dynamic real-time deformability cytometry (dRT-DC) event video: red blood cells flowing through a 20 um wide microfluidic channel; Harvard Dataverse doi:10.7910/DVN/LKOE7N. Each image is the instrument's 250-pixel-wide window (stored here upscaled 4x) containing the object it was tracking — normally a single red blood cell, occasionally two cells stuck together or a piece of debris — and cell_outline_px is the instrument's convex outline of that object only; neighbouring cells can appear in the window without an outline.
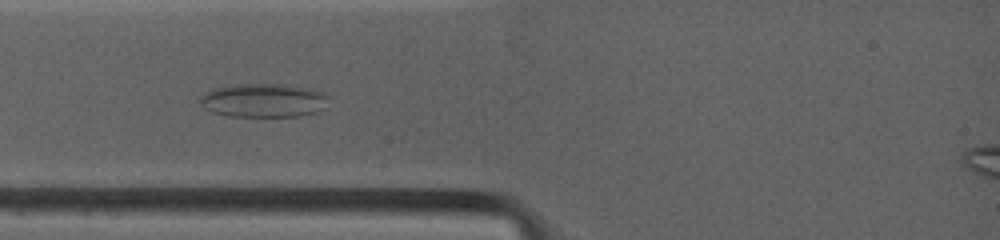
{"species": "common noctule bat (a hibernating species)", "species_latin": "Nyctalus noctula", "temperature_condition": "warm", "stored_images_in_passage": 24, "camera_frame_rate_fps": 4500, "um_per_image_px": 0.085, "animal": {"sex": "female", "body_mass_g": 19.0, "forearm_length_mm": 53.3}, "frame": {"image": 1, "passage_image": 3, "time_ms": 0.889, "image_size_px": [1000, 240], "cell_outline_px": [[328, 108], [316, 112], [300, 116], [228, 116], [212, 112], [204, 108], [200, 104], [200, 96], [212, 88], [240, 84], [276, 84], [308, 88], [324, 92], [328, 96]], "centroid_in_image_um": [22.42, 8.54], "position_along_channel_um": 62.6, "area_um2": 25.43}}
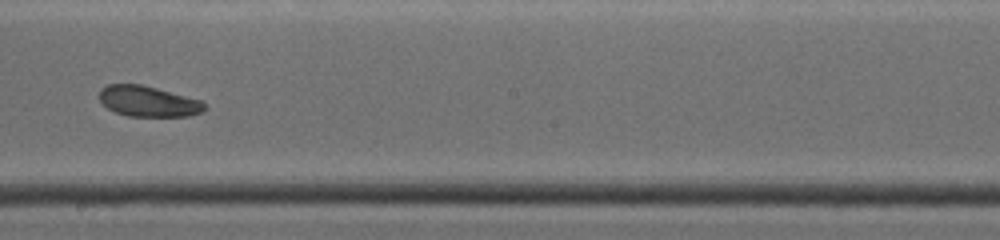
{"frame": {"image": 2, "passage_image": 13, "time_ms": 5.333, "image_size_px": [1000, 240], "cell_outline_px": [[208, 108], [200, 112], [188, 116], [128, 116], [116, 112], [108, 108], [100, 100], [100, 88], [108, 84], [140, 84], [204, 100]], "centroid_in_image_um": [12.64, 8.61], "position_along_channel_um": 235.6, "area_um2": 18.84}}
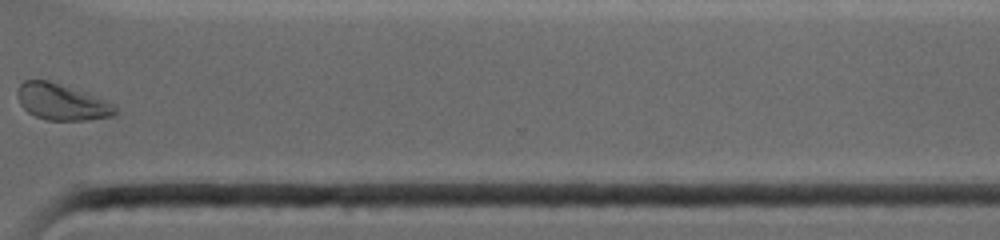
{"frame": {"image": 3, "passage_image": 19, "time_ms": 8.667, "image_size_px": [1000, 240], "cell_outline_px": [[120, 112], [116, 116], [88, 120], [48, 120], [36, 116], [28, 112], [20, 104], [16, 96], [16, 92], [20, 84], [24, 80], [48, 80], [112, 104]], "centroid_in_image_um": [5.21, 8.69], "position_along_channel_um": 365.4, "area_um2": 20.23}}